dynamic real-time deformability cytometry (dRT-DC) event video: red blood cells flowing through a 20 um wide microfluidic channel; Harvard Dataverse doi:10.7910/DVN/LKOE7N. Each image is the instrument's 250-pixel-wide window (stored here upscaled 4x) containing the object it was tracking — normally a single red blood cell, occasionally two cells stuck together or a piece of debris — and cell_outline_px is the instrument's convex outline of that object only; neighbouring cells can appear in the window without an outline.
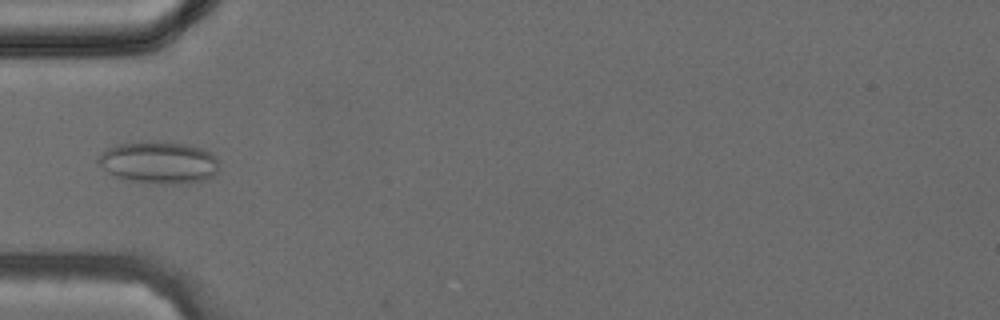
{"species": "common noctule bat (a hibernating species)", "species_latin": "Nyctalus noctula", "temperature_condition": "cold", "stored_images_in_passage": 39, "camera_frame_rate_fps": 3000, "um_per_image_px": 0.085, "animal": {"sex": "female", "body_mass_g": 24.6, "forearm_length_mm": 56.2}, "frame": {"image": 1, "passage_image": 13, "time_ms": 4.0, "image_size_px": [1000, 320], "cell_outline_px": [[216, 172], [212, 176], [204, 180], [176, 184], [164, 184], [132, 180], [116, 176], [108, 172], [96, 160], [104, 148], [116, 144], [184, 144], [200, 148], [212, 152], [216, 156]], "centroid_in_image_um": [13.49, 13.84], "position_along_channel_um": 71.5, "area_um2": 28.55}}
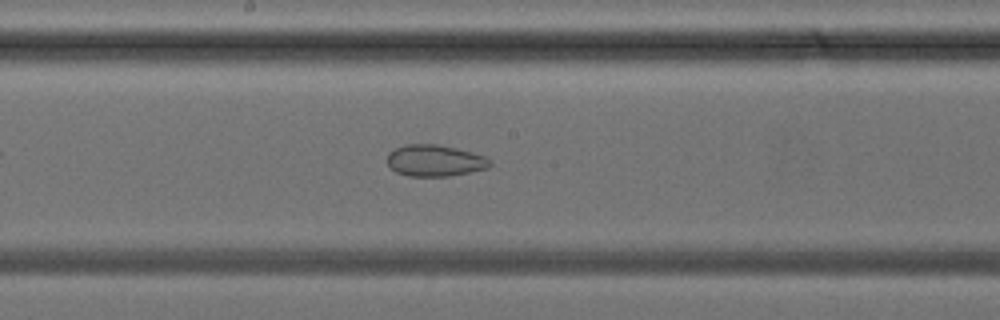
{"frame": {"image": 2, "passage_image": 21, "time_ms": 6.667, "image_size_px": [1000, 320], "cell_outline_px": [[492, 164], [488, 168], [448, 176], [408, 176], [396, 172], [388, 164], [388, 152], [404, 144], [436, 144], [456, 148], [484, 156], [492, 160]], "centroid_in_image_um": [36.96, 13.65], "position_along_channel_um": 211.2, "area_um2": 18.79}}
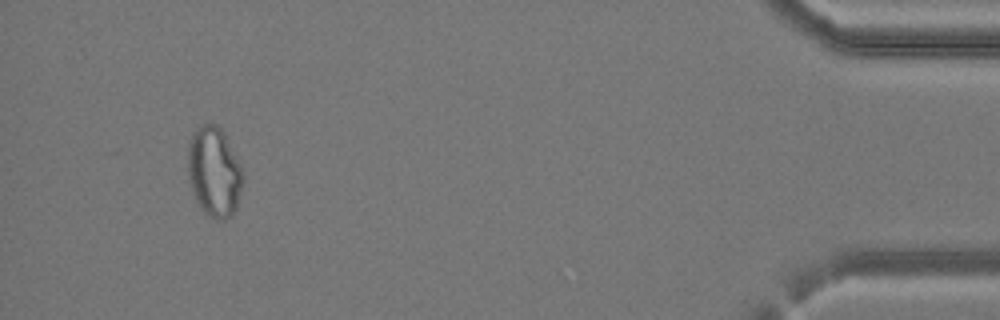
{"frame": {"image": 3, "passage_image": 37, "time_ms": 12.0, "image_size_px": [1000, 320], "cell_outline_px": [[244, 180], [236, 208], [224, 220], [216, 220], [208, 216], [200, 208], [192, 192], [188, 180], [188, 144], [192, 132], [200, 124], [216, 124], [224, 132], [244, 172]], "centroid_in_image_um": [18.19, 14.6], "position_along_channel_um": 417.0, "area_um2": 29.19}}